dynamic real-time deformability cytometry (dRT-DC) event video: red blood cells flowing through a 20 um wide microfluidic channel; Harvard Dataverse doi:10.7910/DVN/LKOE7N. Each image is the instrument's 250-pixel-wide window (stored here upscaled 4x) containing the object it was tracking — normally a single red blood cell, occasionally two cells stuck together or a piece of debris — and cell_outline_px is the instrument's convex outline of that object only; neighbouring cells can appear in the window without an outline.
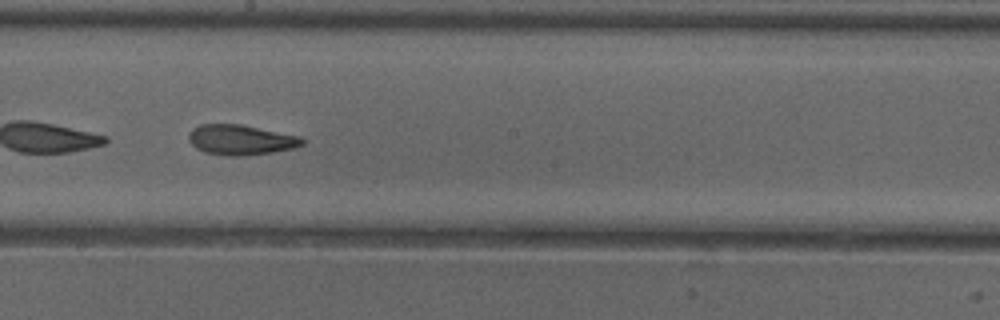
{"species": "common noctule bat (a hibernating species)", "species_latin": "Nyctalus noctula", "temperature_condition": "cold", "stored_images_in_passage": 50, "camera_frame_rate_fps": 3000, "um_per_image_px": 0.085, "animal": {"sex": "female"}, "frame": {"image": 1, "passage_image": 29, "time_ms": 9.333, "image_size_px": [1000, 320], "cell_outline_px": [[304, 144], [296, 148], [272, 152], [244, 156], [228, 156], [204, 152], [196, 148], [188, 140], [188, 136], [192, 128], [200, 124], [240, 124], [300, 136], [304, 140]], "centroid_in_image_um": [20.46, 11.89], "position_along_channel_um": 227.7, "area_um2": 20.06}, "authors_computed_cell_mechanics": {"area_um2": 20.5479, "velocity_mm_per_s": 3.971, "shape_relaxation_time_tau1_ms": 10.2469, "shape_relaxation_time_tau2_ms": 2.3417, "deformation_change_tau1": 0.2054, "deformation_change_tau2": 0.1001}}